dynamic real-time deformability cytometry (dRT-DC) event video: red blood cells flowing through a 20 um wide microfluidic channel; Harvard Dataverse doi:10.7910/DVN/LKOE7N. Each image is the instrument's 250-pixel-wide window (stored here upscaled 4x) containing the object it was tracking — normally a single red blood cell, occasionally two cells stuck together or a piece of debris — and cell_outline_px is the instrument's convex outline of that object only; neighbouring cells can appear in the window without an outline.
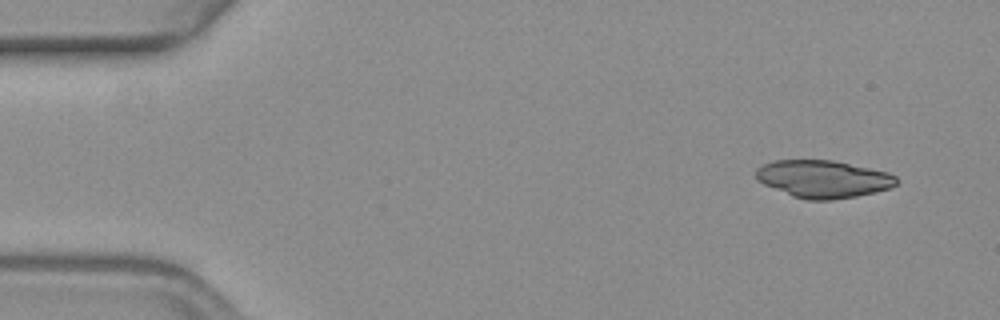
{"species": "common noctule bat (a hibernating species)", "species_latin": "Nyctalus noctula", "temperature_condition": "warm", "stored_images_in_passage": 52, "camera_frame_rate_fps": 3000, "um_per_image_px": 0.085, "animal": {"sex": "female", "body_mass_g": 19.3, "forearm_length_mm": 54.1}, "frame": {"image": 1, "passage_image": 1, "time_ms": 0.0, "image_size_px": [1000, 320], "cell_outline_px": [[896, 184], [892, 188], [876, 192], [856, 196], [832, 200], [804, 200], [792, 196], [764, 184], [756, 180], [756, 168], [772, 160], [832, 160], [888, 172], [896, 176]], "centroid_in_image_um": [69.96, 15.22], "position_along_channel_um": 15.0, "area_um2": 30.75}}